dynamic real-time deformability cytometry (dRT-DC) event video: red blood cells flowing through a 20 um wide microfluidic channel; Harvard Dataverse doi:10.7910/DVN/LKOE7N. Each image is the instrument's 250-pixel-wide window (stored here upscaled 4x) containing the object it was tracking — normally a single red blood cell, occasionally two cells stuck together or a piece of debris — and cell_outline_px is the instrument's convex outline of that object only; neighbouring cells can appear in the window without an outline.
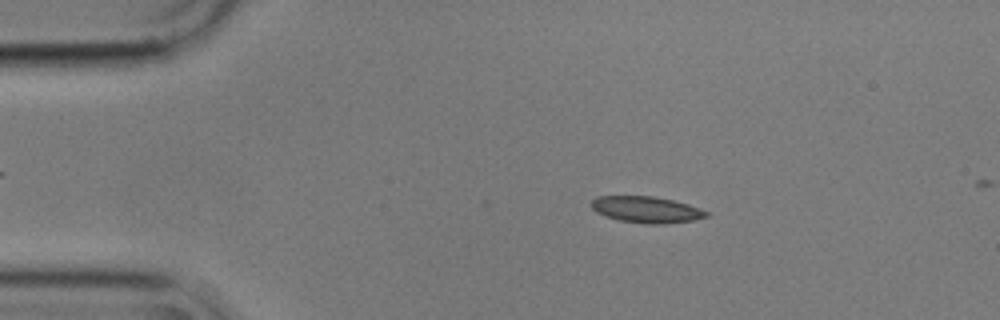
{"species": "common noctule bat (a hibernating species)", "species_latin": "Nyctalus noctula", "temperature_condition": "cold", "stored_images_in_passage": 15, "camera_frame_rate_fps": 3000, "um_per_image_px": 0.085, "animal": {"sex": "male", "body_mass_g": 17.9}, "frame": {"image": 1, "passage_image": 9, "time_ms": 2.667, "image_size_px": [1000, 320], "cell_outline_px": [[708, 216], [692, 220], [664, 224], [644, 224], [620, 220], [604, 216], [596, 212], [592, 208], [592, 200], [596, 196], [652, 196], [672, 200], [688, 204], [700, 208], [708, 212]], "centroid_in_image_um": [54.93, 17.81], "position_along_channel_um": 30.1, "area_um2": 17.63}}